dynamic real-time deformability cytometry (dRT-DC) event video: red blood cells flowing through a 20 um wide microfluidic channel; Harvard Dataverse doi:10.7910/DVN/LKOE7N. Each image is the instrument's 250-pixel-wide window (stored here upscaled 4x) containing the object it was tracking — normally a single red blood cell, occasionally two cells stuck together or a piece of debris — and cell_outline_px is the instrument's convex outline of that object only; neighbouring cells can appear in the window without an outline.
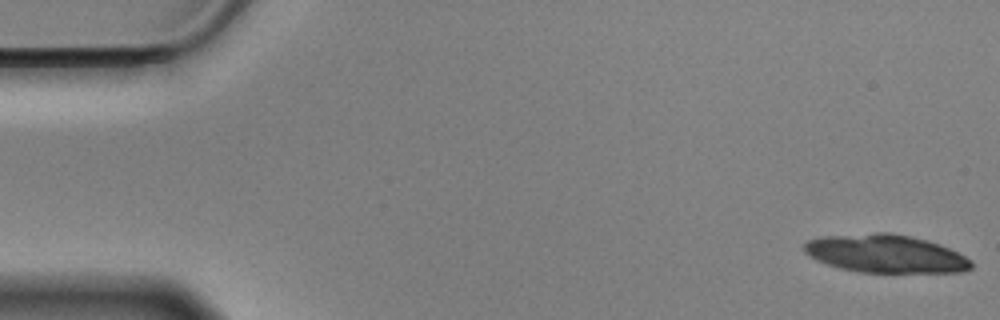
{"species": "Egyptian fruit bat (a non-hibernating species)", "species_latin": "Rousettus aegyptiacus", "temperature_condition": "cold", "stored_images_in_passage": 21, "camera_frame_rate_fps": 3000, "um_per_image_px": 0.085, "animal": {"sex": "male"}, "frame": {"image": 1, "passage_image": 1, "time_ms": 0.0, "image_size_px": [1000, 320], "cell_outline_px": [[972, 268], [964, 272], [856, 272], [840, 268], [816, 260], [808, 256], [804, 252], [804, 244], [808, 240], [820, 236], [876, 232], [888, 232], [912, 236], [928, 240], [940, 244], [972, 260]], "centroid_in_image_um": [75.25, 21.55], "position_along_channel_um": 9.7, "area_um2": 37.34}}